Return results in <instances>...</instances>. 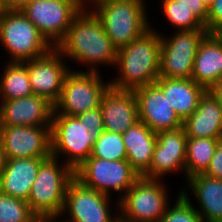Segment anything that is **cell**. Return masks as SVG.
<instances>
[{
	"mask_svg": "<svg viewBox=\"0 0 222 222\" xmlns=\"http://www.w3.org/2000/svg\"><path fill=\"white\" fill-rule=\"evenodd\" d=\"M90 157L111 161L127 160V151L122 135L104 130L95 141Z\"/></svg>",
	"mask_w": 222,
	"mask_h": 222,
	"instance_id": "obj_28",
	"label": "cell"
},
{
	"mask_svg": "<svg viewBox=\"0 0 222 222\" xmlns=\"http://www.w3.org/2000/svg\"><path fill=\"white\" fill-rule=\"evenodd\" d=\"M222 139L187 138L185 180L204 174L210 165L215 148Z\"/></svg>",
	"mask_w": 222,
	"mask_h": 222,
	"instance_id": "obj_26",
	"label": "cell"
},
{
	"mask_svg": "<svg viewBox=\"0 0 222 222\" xmlns=\"http://www.w3.org/2000/svg\"><path fill=\"white\" fill-rule=\"evenodd\" d=\"M5 163H6V157H5V152L2 146V141L0 138V175L4 169Z\"/></svg>",
	"mask_w": 222,
	"mask_h": 222,
	"instance_id": "obj_38",
	"label": "cell"
},
{
	"mask_svg": "<svg viewBox=\"0 0 222 222\" xmlns=\"http://www.w3.org/2000/svg\"><path fill=\"white\" fill-rule=\"evenodd\" d=\"M187 138L183 126L157 132L150 169L142 177L164 180V176L177 172L182 173L184 177Z\"/></svg>",
	"mask_w": 222,
	"mask_h": 222,
	"instance_id": "obj_15",
	"label": "cell"
},
{
	"mask_svg": "<svg viewBox=\"0 0 222 222\" xmlns=\"http://www.w3.org/2000/svg\"><path fill=\"white\" fill-rule=\"evenodd\" d=\"M121 135L127 151V161L142 177L150 169L157 133L139 120Z\"/></svg>",
	"mask_w": 222,
	"mask_h": 222,
	"instance_id": "obj_24",
	"label": "cell"
},
{
	"mask_svg": "<svg viewBox=\"0 0 222 222\" xmlns=\"http://www.w3.org/2000/svg\"><path fill=\"white\" fill-rule=\"evenodd\" d=\"M61 161V162H60ZM74 170L50 155L40 165L27 203L37 216H61Z\"/></svg>",
	"mask_w": 222,
	"mask_h": 222,
	"instance_id": "obj_4",
	"label": "cell"
},
{
	"mask_svg": "<svg viewBox=\"0 0 222 222\" xmlns=\"http://www.w3.org/2000/svg\"><path fill=\"white\" fill-rule=\"evenodd\" d=\"M138 103V118L152 131L173 130L183 126V121L155 85H147L134 91Z\"/></svg>",
	"mask_w": 222,
	"mask_h": 222,
	"instance_id": "obj_16",
	"label": "cell"
},
{
	"mask_svg": "<svg viewBox=\"0 0 222 222\" xmlns=\"http://www.w3.org/2000/svg\"><path fill=\"white\" fill-rule=\"evenodd\" d=\"M51 126H0L6 159L48 158Z\"/></svg>",
	"mask_w": 222,
	"mask_h": 222,
	"instance_id": "obj_14",
	"label": "cell"
},
{
	"mask_svg": "<svg viewBox=\"0 0 222 222\" xmlns=\"http://www.w3.org/2000/svg\"><path fill=\"white\" fill-rule=\"evenodd\" d=\"M160 47V32L151 25L143 35L118 50L114 67L118 75L110 78L111 87L135 91L154 84L160 72Z\"/></svg>",
	"mask_w": 222,
	"mask_h": 222,
	"instance_id": "obj_2",
	"label": "cell"
},
{
	"mask_svg": "<svg viewBox=\"0 0 222 222\" xmlns=\"http://www.w3.org/2000/svg\"><path fill=\"white\" fill-rule=\"evenodd\" d=\"M222 30V0H213L208 7L207 31L219 33Z\"/></svg>",
	"mask_w": 222,
	"mask_h": 222,
	"instance_id": "obj_32",
	"label": "cell"
},
{
	"mask_svg": "<svg viewBox=\"0 0 222 222\" xmlns=\"http://www.w3.org/2000/svg\"><path fill=\"white\" fill-rule=\"evenodd\" d=\"M165 183L140 177L119 200V222H159L172 200Z\"/></svg>",
	"mask_w": 222,
	"mask_h": 222,
	"instance_id": "obj_6",
	"label": "cell"
},
{
	"mask_svg": "<svg viewBox=\"0 0 222 222\" xmlns=\"http://www.w3.org/2000/svg\"><path fill=\"white\" fill-rule=\"evenodd\" d=\"M50 138L51 155L63 159L73 170L91 156L97 140L76 116L63 114H53Z\"/></svg>",
	"mask_w": 222,
	"mask_h": 222,
	"instance_id": "obj_7",
	"label": "cell"
},
{
	"mask_svg": "<svg viewBox=\"0 0 222 222\" xmlns=\"http://www.w3.org/2000/svg\"><path fill=\"white\" fill-rule=\"evenodd\" d=\"M66 62L67 59L55 48L40 58L24 61L33 94L55 105L61 96L65 77L73 68Z\"/></svg>",
	"mask_w": 222,
	"mask_h": 222,
	"instance_id": "obj_13",
	"label": "cell"
},
{
	"mask_svg": "<svg viewBox=\"0 0 222 222\" xmlns=\"http://www.w3.org/2000/svg\"><path fill=\"white\" fill-rule=\"evenodd\" d=\"M87 1H105V0H87ZM139 1L146 2L145 0H139Z\"/></svg>",
	"mask_w": 222,
	"mask_h": 222,
	"instance_id": "obj_41",
	"label": "cell"
},
{
	"mask_svg": "<svg viewBox=\"0 0 222 222\" xmlns=\"http://www.w3.org/2000/svg\"><path fill=\"white\" fill-rule=\"evenodd\" d=\"M31 0H2L4 8L6 10H21L23 9Z\"/></svg>",
	"mask_w": 222,
	"mask_h": 222,
	"instance_id": "obj_35",
	"label": "cell"
},
{
	"mask_svg": "<svg viewBox=\"0 0 222 222\" xmlns=\"http://www.w3.org/2000/svg\"><path fill=\"white\" fill-rule=\"evenodd\" d=\"M76 117L81 123H84L92 136L97 139L101 136L104 131V126L100 107L80 113L76 115Z\"/></svg>",
	"mask_w": 222,
	"mask_h": 222,
	"instance_id": "obj_31",
	"label": "cell"
},
{
	"mask_svg": "<svg viewBox=\"0 0 222 222\" xmlns=\"http://www.w3.org/2000/svg\"><path fill=\"white\" fill-rule=\"evenodd\" d=\"M6 12V9L4 8V5L2 3V0H0V18L3 16V14Z\"/></svg>",
	"mask_w": 222,
	"mask_h": 222,
	"instance_id": "obj_39",
	"label": "cell"
},
{
	"mask_svg": "<svg viewBox=\"0 0 222 222\" xmlns=\"http://www.w3.org/2000/svg\"><path fill=\"white\" fill-rule=\"evenodd\" d=\"M178 4L185 6L205 26L207 30L208 7L202 0H176Z\"/></svg>",
	"mask_w": 222,
	"mask_h": 222,
	"instance_id": "obj_33",
	"label": "cell"
},
{
	"mask_svg": "<svg viewBox=\"0 0 222 222\" xmlns=\"http://www.w3.org/2000/svg\"><path fill=\"white\" fill-rule=\"evenodd\" d=\"M174 200L172 202L174 204H169L159 222H204L196 211L194 203L182 195L180 190Z\"/></svg>",
	"mask_w": 222,
	"mask_h": 222,
	"instance_id": "obj_30",
	"label": "cell"
},
{
	"mask_svg": "<svg viewBox=\"0 0 222 222\" xmlns=\"http://www.w3.org/2000/svg\"><path fill=\"white\" fill-rule=\"evenodd\" d=\"M161 11L175 31L206 29L188 8L176 0H161Z\"/></svg>",
	"mask_w": 222,
	"mask_h": 222,
	"instance_id": "obj_27",
	"label": "cell"
},
{
	"mask_svg": "<svg viewBox=\"0 0 222 222\" xmlns=\"http://www.w3.org/2000/svg\"><path fill=\"white\" fill-rule=\"evenodd\" d=\"M100 110L105 131L122 134L139 121L134 91L119 90L110 86L103 94Z\"/></svg>",
	"mask_w": 222,
	"mask_h": 222,
	"instance_id": "obj_18",
	"label": "cell"
},
{
	"mask_svg": "<svg viewBox=\"0 0 222 222\" xmlns=\"http://www.w3.org/2000/svg\"><path fill=\"white\" fill-rule=\"evenodd\" d=\"M36 217L27 201L0 192V222H33Z\"/></svg>",
	"mask_w": 222,
	"mask_h": 222,
	"instance_id": "obj_29",
	"label": "cell"
},
{
	"mask_svg": "<svg viewBox=\"0 0 222 222\" xmlns=\"http://www.w3.org/2000/svg\"><path fill=\"white\" fill-rule=\"evenodd\" d=\"M222 78V37L209 33L198 47L192 78L206 90Z\"/></svg>",
	"mask_w": 222,
	"mask_h": 222,
	"instance_id": "obj_22",
	"label": "cell"
},
{
	"mask_svg": "<svg viewBox=\"0 0 222 222\" xmlns=\"http://www.w3.org/2000/svg\"><path fill=\"white\" fill-rule=\"evenodd\" d=\"M111 198L83 185L74 177L66 190L61 217L65 215V222H119V201L111 203Z\"/></svg>",
	"mask_w": 222,
	"mask_h": 222,
	"instance_id": "obj_11",
	"label": "cell"
},
{
	"mask_svg": "<svg viewBox=\"0 0 222 222\" xmlns=\"http://www.w3.org/2000/svg\"><path fill=\"white\" fill-rule=\"evenodd\" d=\"M218 34L222 37V30Z\"/></svg>",
	"mask_w": 222,
	"mask_h": 222,
	"instance_id": "obj_42",
	"label": "cell"
},
{
	"mask_svg": "<svg viewBox=\"0 0 222 222\" xmlns=\"http://www.w3.org/2000/svg\"><path fill=\"white\" fill-rule=\"evenodd\" d=\"M188 138L222 139V106L209 90L200 97L194 113L183 121Z\"/></svg>",
	"mask_w": 222,
	"mask_h": 222,
	"instance_id": "obj_21",
	"label": "cell"
},
{
	"mask_svg": "<svg viewBox=\"0 0 222 222\" xmlns=\"http://www.w3.org/2000/svg\"><path fill=\"white\" fill-rule=\"evenodd\" d=\"M0 74V100H13L33 94L28 67L24 62H6Z\"/></svg>",
	"mask_w": 222,
	"mask_h": 222,
	"instance_id": "obj_25",
	"label": "cell"
},
{
	"mask_svg": "<svg viewBox=\"0 0 222 222\" xmlns=\"http://www.w3.org/2000/svg\"><path fill=\"white\" fill-rule=\"evenodd\" d=\"M0 46L7 62L40 58L54 48L21 10H6L0 18Z\"/></svg>",
	"mask_w": 222,
	"mask_h": 222,
	"instance_id": "obj_5",
	"label": "cell"
},
{
	"mask_svg": "<svg viewBox=\"0 0 222 222\" xmlns=\"http://www.w3.org/2000/svg\"><path fill=\"white\" fill-rule=\"evenodd\" d=\"M204 175L222 179V141L215 148L214 155Z\"/></svg>",
	"mask_w": 222,
	"mask_h": 222,
	"instance_id": "obj_34",
	"label": "cell"
},
{
	"mask_svg": "<svg viewBox=\"0 0 222 222\" xmlns=\"http://www.w3.org/2000/svg\"><path fill=\"white\" fill-rule=\"evenodd\" d=\"M66 75L59 100L54 105L53 114L76 116L99 108L103 94L111 86L101 72L76 71Z\"/></svg>",
	"mask_w": 222,
	"mask_h": 222,
	"instance_id": "obj_8",
	"label": "cell"
},
{
	"mask_svg": "<svg viewBox=\"0 0 222 222\" xmlns=\"http://www.w3.org/2000/svg\"><path fill=\"white\" fill-rule=\"evenodd\" d=\"M146 4L139 0L85 2V6L101 21L106 35L117 51L151 28Z\"/></svg>",
	"mask_w": 222,
	"mask_h": 222,
	"instance_id": "obj_3",
	"label": "cell"
},
{
	"mask_svg": "<svg viewBox=\"0 0 222 222\" xmlns=\"http://www.w3.org/2000/svg\"><path fill=\"white\" fill-rule=\"evenodd\" d=\"M171 34L169 37L160 33L159 77L191 79L198 47L209 32L196 29L174 31Z\"/></svg>",
	"mask_w": 222,
	"mask_h": 222,
	"instance_id": "obj_10",
	"label": "cell"
},
{
	"mask_svg": "<svg viewBox=\"0 0 222 222\" xmlns=\"http://www.w3.org/2000/svg\"><path fill=\"white\" fill-rule=\"evenodd\" d=\"M61 218V216H37L33 222H65Z\"/></svg>",
	"mask_w": 222,
	"mask_h": 222,
	"instance_id": "obj_37",
	"label": "cell"
},
{
	"mask_svg": "<svg viewBox=\"0 0 222 222\" xmlns=\"http://www.w3.org/2000/svg\"><path fill=\"white\" fill-rule=\"evenodd\" d=\"M55 49L68 61L84 64L86 70L80 71L100 72L98 68L102 65L115 67L117 50L101 21L86 6L74 17L68 32Z\"/></svg>",
	"mask_w": 222,
	"mask_h": 222,
	"instance_id": "obj_1",
	"label": "cell"
},
{
	"mask_svg": "<svg viewBox=\"0 0 222 222\" xmlns=\"http://www.w3.org/2000/svg\"><path fill=\"white\" fill-rule=\"evenodd\" d=\"M54 105L32 94L13 100H0V126H51Z\"/></svg>",
	"mask_w": 222,
	"mask_h": 222,
	"instance_id": "obj_17",
	"label": "cell"
},
{
	"mask_svg": "<svg viewBox=\"0 0 222 222\" xmlns=\"http://www.w3.org/2000/svg\"><path fill=\"white\" fill-rule=\"evenodd\" d=\"M202 1L207 7H209L211 3L213 2V0H202Z\"/></svg>",
	"mask_w": 222,
	"mask_h": 222,
	"instance_id": "obj_40",
	"label": "cell"
},
{
	"mask_svg": "<svg viewBox=\"0 0 222 222\" xmlns=\"http://www.w3.org/2000/svg\"><path fill=\"white\" fill-rule=\"evenodd\" d=\"M172 106L179 118L184 121L198 107L200 97L206 89L193 79L159 77L154 83Z\"/></svg>",
	"mask_w": 222,
	"mask_h": 222,
	"instance_id": "obj_23",
	"label": "cell"
},
{
	"mask_svg": "<svg viewBox=\"0 0 222 222\" xmlns=\"http://www.w3.org/2000/svg\"><path fill=\"white\" fill-rule=\"evenodd\" d=\"M185 183L180 192L189 201L195 197L198 203L195 209L204 222H222V179L199 174L187 179Z\"/></svg>",
	"mask_w": 222,
	"mask_h": 222,
	"instance_id": "obj_19",
	"label": "cell"
},
{
	"mask_svg": "<svg viewBox=\"0 0 222 222\" xmlns=\"http://www.w3.org/2000/svg\"><path fill=\"white\" fill-rule=\"evenodd\" d=\"M211 94L217 99L222 106V78L217 81L210 89Z\"/></svg>",
	"mask_w": 222,
	"mask_h": 222,
	"instance_id": "obj_36",
	"label": "cell"
},
{
	"mask_svg": "<svg viewBox=\"0 0 222 222\" xmlns=\"http://www.w3.org/2000/svg\"><path fill=\"white\" fill-rule=\"evenodd\" d=\"M84 6V0H31L21 12L55 48Z\"/></svg>",
	"mask_w": 222,
	"mask_h": 222,
	"instance_id": "obj_12",
	"label": "cell"
},
{
	"mask_svg": "<svg viewBox=\"0 0 222 222\" xmlns=\"http://www.w3.org/2000/svg\"><path fill=\"white\" fill-rule=\"evenodd\" d=\"M74 177L83 185L112 196L119 201L128 189L141 177L127 160L111 161L89 157L74 170Z\"/></svg>",
	"mask_w": 222,
	"mask_h": 222,
	"instance_id": "obj_9",
	"label": "cell"
},
{
	"mask_svg": "<svg viewBox=\"0 0 222 222\" xmlns=\"http://www.w3.org/2000/svg\"><path fill=\"white\" fill-rule=\"evenodd\" d=\"M44 159H6L4 169L0 175V192L27 201L41 162Z\"/></svg>",
	"mask_w": 222,
	"mask_h": 222,
	"instance_id": "obj_20",
	"label": "cell"
}]
</instances>
